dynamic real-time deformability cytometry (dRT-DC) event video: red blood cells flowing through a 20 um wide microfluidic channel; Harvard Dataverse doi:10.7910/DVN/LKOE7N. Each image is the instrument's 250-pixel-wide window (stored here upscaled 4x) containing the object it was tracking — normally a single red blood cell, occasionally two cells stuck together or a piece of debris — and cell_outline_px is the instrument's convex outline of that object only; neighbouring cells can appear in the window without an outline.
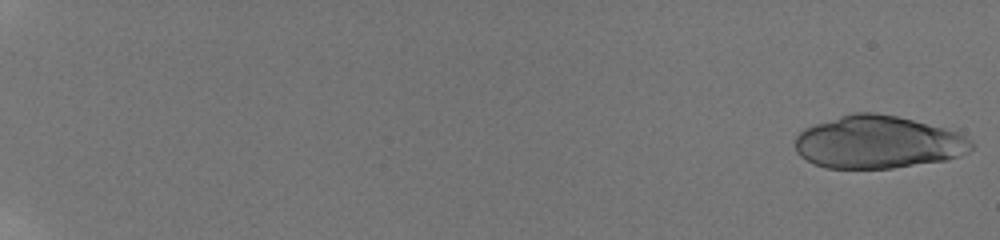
{"species": "human", "species_latin": "Homo sapiens", "temperature_condition": "room temperature", "stored_images_in_passage": 62, "camera_frame_rate_fps": 3000, "um_per_image_px": 0.085, "donor": {"sex": "male"}, "frame": {"image": 1, "passage_image": 1, "time_ms": 0.0, "image_size_px": [1000, 240], "cell_outline_px": [[976, 144], [968, 152], [960, 156], [944, 160], [892, 168], [824, 168], [812, 164], [800, 156], [796, 152], [796, 136], [804, 128], [852, 112], [876, 112], [896, 116], [944, 128], [956, 132], [972, 140]], "centroid_in_image_um": [74.61, 12.09], "position_along_channel_um": 10.4, "area_um2": 54.04}}
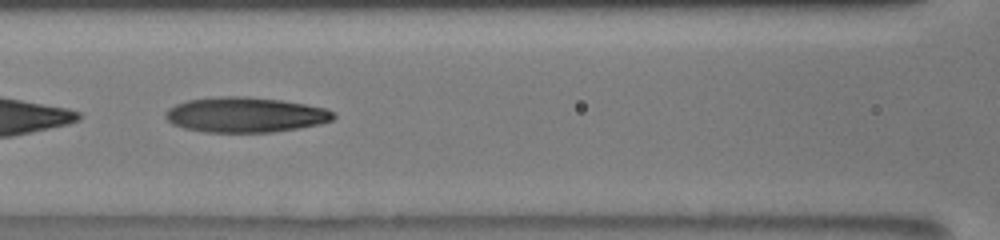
{"frame": {"image": 2, "passage_image": 28, "time_ms": 10.0, "image_size_px": [1000, 240], "cell_outline_px": [[336, 116], [332, 120], [320, 124], [300, 128], [272, 132], [204, 132], [184, 128], [172, 124], [164, 116], [164, 112], [168, 108], [176, 104], [188, 100], [220, 96], [244, 96], [280, 100], [304, 104], [324, 108], [332, 112]], "centroid_in_image_um": [20.82, 9.76], "position_along_channel_um": 145.8, "area_um2": 34.39}}
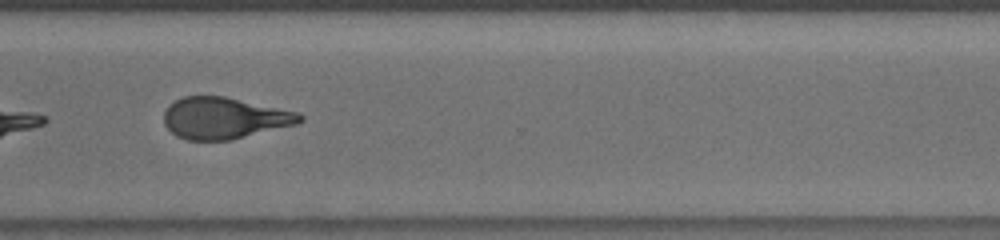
{"frame": {"image": 3, "passage_image": 47, "time_ms": 15.333, "image_size_px": [1000, 240], "cell_outline_px": [[304, 120], [296, 124], [232, 140], [188, 140], [176, 136], [164, 124], [164, 112], [168, 104], [184, 96], [224, 96], [300, 112], [304, 116]], "centroid_in_image_um": [19.08, 10.03], "position_along_channel_um": 351.5, "area_um2": 33.0}, "authors_computed_cell_mechanics": {"area_um2": 34.6222, "velocity_mm_per_s": 3.8642, "shape_relaxation_time_tau1_ms": 5.1343, "shape_relaxation_time_tau2_ms": 1.421, "deformation_change_tau1": 0.2191, "deformation_change_tau2": 0.1042}}